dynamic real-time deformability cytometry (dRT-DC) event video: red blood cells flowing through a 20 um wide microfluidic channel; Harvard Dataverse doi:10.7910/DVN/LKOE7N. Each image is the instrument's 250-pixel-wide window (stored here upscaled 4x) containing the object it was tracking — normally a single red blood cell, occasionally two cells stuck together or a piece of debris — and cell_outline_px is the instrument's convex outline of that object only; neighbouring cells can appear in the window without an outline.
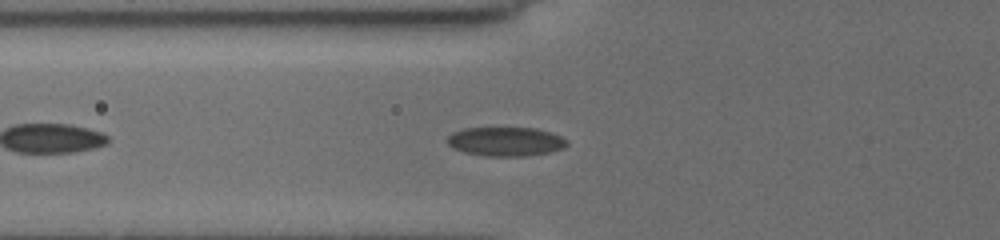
{"species": "common noctule bat (a hibernating species)", "species_latin": "Nyctalus noctula", "temperature_condition": "cold", "stored_images_in_passage": 38, "camera_frame_rate_fps": 3000, "um_per_image_px": 0.085, "animal": {"sex": "female", "body_mass_g": 19.5, "forearm_length_mm": 54.1}, "frame": {"image": 1, "passage_image": 7, "time_ms": 2.0, "image_size_px": [1000, 240], "cell_outline_px": [[568, 144], [564, 148], [548, 152], [524, 156], [484, 156], [464, 152], [452, 148], [448, 144], [448, 136], [452, 132], [464, 128], [536, 128], [560, 136]], "centroid_in_image_um": [42.93, 12.03], "position_along_channel_um": 82.9, "area_um2": 20.11}}
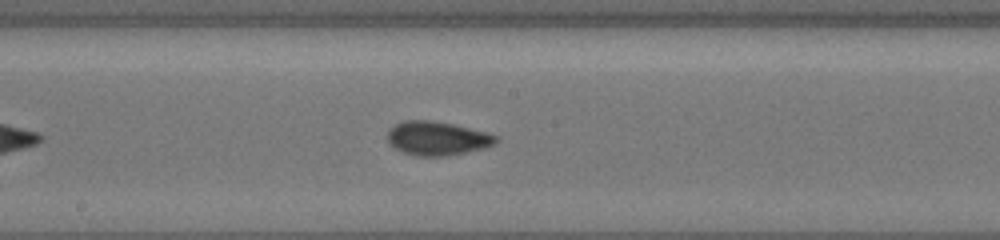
{"frame": {"image": 2, "passage_image": 17, "time_ms": 5.333, "image_size_px": [1000, 240], "cell_outline_px": [[500, 140], [496, 144], [484, 148], [448, 156], [416, 156], [404, 152], [388, 144], [388, 128], [404, 120], [432, 120], [452, 124], [500, 136]], "centroid_in_image_um": [37.17, 11.76], "position_along_channel_um": 211.0, "area_um2": 21.5}}
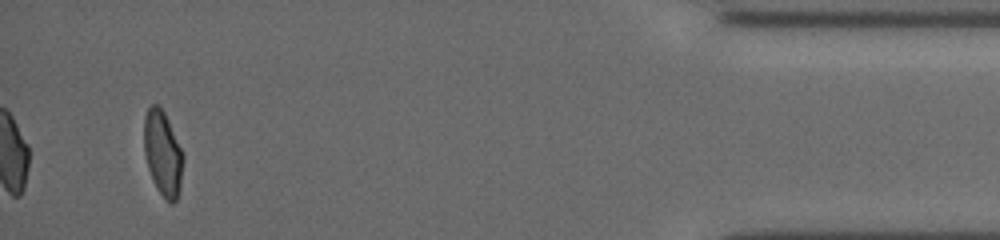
{"frame": {"image": 3, "passage_image": 38, "time_ms": 12.333, "image_size_px": [1000, 240], "cell_outline_px": [[184, 160], [180, 188], [176, 200], [172, 204], [156, 188], [152, 180], [148, 168], [144, 152], [144, 116], [148, 108], [152, 104], [160, 104], [168, 120], [184, 156]], "centroid_in_image_um": [13.83, 13.01], "position_along_channel_um": 421.4, "area_um2": 19.36}, "authors_computed_cell_mechanics": {"area_um2": 20.1433, "velocity_mm_per_s": 3.8381, "shape_relaxation_time_tau1_ms": 7.8872, "shape_relaxation_time_tau2_ms": 1.8725, "deformation_change_tau1": 0.1369, "deformation_change_tau2": 0.0496}}